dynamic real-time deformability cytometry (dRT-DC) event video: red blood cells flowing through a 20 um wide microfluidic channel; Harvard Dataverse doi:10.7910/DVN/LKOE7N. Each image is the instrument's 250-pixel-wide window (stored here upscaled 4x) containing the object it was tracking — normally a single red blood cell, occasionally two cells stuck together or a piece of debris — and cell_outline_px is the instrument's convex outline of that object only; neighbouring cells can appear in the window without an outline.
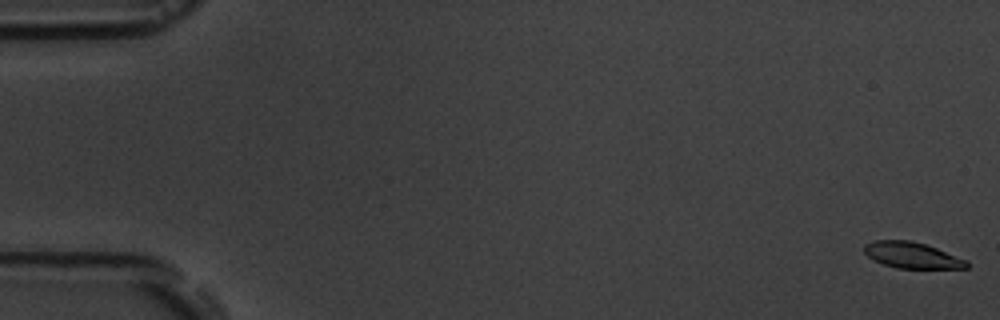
{"species": "common noctule bat (a hibernating species)", "species_latin": "Nyctalus noctula", "temperature_condition": "room temperature", "stored_images_in_passage": 5, "camera_frame_rate_fps": 3000, "um_per_image_px": 0.085, "animal": {"sex": "male", "body_mass_g": 19.5, "forearm_length_mm": 54.6}, "frame": {"image": 1, "passage_image": 1, "time_ms": 0.0, "image_size_px": [1000, 320], "cell_outline_px": [[968, 268], [896, 268], [884, 264], [868, 256], [864, 252], [864, 244], [876, 240], [908, 240], [924, 244], [936, 248], [968, 260]], "centroid_in_image_um": [77.53, 21.69], "position_along_channel_um": 7.5, "area_um2": 15.37}}